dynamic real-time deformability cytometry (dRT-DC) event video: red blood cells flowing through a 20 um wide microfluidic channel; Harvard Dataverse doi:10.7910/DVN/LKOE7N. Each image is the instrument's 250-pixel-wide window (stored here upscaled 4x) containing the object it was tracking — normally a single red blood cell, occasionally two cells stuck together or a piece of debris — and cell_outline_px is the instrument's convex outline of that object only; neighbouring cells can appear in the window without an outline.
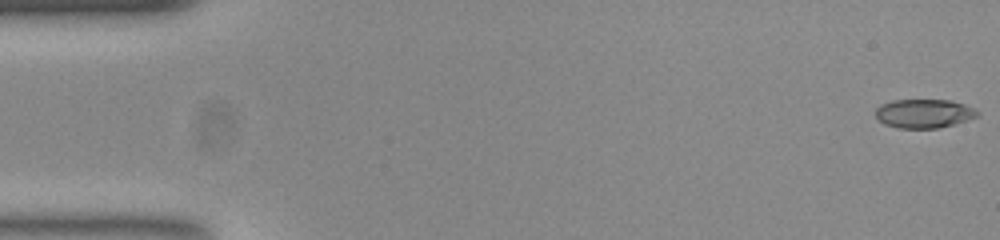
{"species": "common noctule bat (a hibernating species)", "species_latin": "Nyctalus noctula", "temperature_condition": "room temperature", "stored_images_in_passage": 53, "camera_frame_rate_fps": 3000, "um_per_image_px": 0.085, "animal": {"sex": "female", "body_mass_g": 23.0, "forearm_length_mm": 53.4}, "frame": {"image": 1, "passage_image": 1, "time_ms": 0.0, "image_size_px": [1000, 240], "cell_outline_px": [[980, 116], [952, 124], [936, 128], [900, 128], [884, 124], [876, 116], [876, 108], [880, 104], [892, 100], [952, 100], [964, 104], [980, 112]], "centroid_in_image_um": [78.53, 9.64], "position_along_channel_um": 6.5, "area_um2": 17.05}}
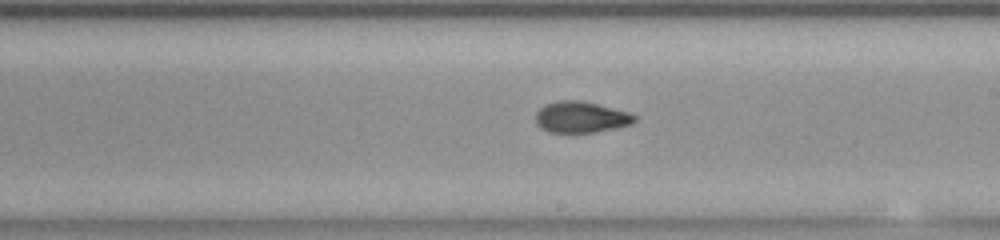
{"frame": {"image": 2, "passage_image": 30, "time_ms": 9.667, "image_size_px": [1000, 240], "cell_outline_px": [[636, 120], [632, 124], [616, 128], [572, 136], [548, 132], [540, 128], [536, 124], [536, 112], [544, 104], [556, 100], [580, 100], [628, 112], [636, 116]], "centroid_in_image_um": [49.32, 10.0], "position_along_channel_um": 239.7, "area_um2": 18.67}}
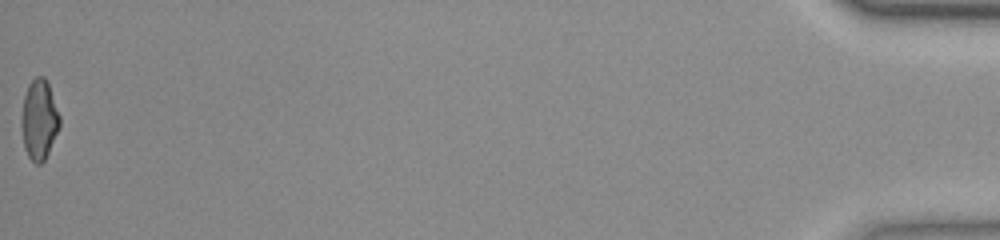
{"frame": {"image": 3, "passage_image": 53, "time_ms": 17.333, "image_size_px": [1000, 240], "cell_outline_px": [[60, 124], [48, 152], [44, 160], [40, 164], [36, 164], [28, 156], [24, 148], [20, 124], [20, 120], [24, 96], [28, 84], [36, 76], [44, 76], [48, 84], [60, 116]], "centroid_in_image_um": [3.3, 10.16], "position_along_channel_um": 431.9, "area_um2": 17.74}, "authors_computed_cell_mechanics": {"area_um2": 17.9758, "velocity_mm_per_s": 3.8883, "shape_relaxation_time_tau1_ms": 5.6167, "shape_relaxation_time_tau2_ms": 2.0586, "deformation_change_tau1": 0.1968, "deformation_change_tau2": 0.0807}}